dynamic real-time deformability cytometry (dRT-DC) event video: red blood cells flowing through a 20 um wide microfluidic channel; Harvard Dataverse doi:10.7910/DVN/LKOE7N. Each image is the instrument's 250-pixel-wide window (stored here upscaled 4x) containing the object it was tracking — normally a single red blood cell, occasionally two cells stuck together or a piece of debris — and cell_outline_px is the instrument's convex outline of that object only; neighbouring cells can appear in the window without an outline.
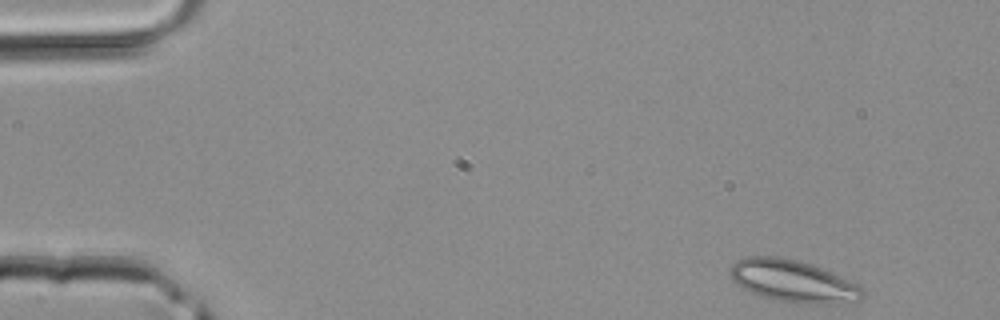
{"species": "common noctule bat (a hibernating species)", "species_latin": "Nyctalus noctula", "temperature_condition": "room temperature", "stored_images_in_passage": 41, "camera_frame_rate_fps": 3000, "um_per_image_px": 0.085, "animal": {"sex": "male", "body_mass_g": 20.4}, "frame": {"image": 1, "passage_image": 1, "time_ms": 0.0, "image_size_px": [1000, 320], "cell_outline_px": [[864, 292], [860, 300], [836, 304], [792, 304], [764, 296], [752, 292], [736, 284], [732, 280], [732, 264], [736, 260], [748, 256], [776, 256], [796, 260], [812, 264], [840, 276], [856, 284]], "centroid_in_image_um": [67.41, 23.9], "position_along_channel_um": 17.6, "area_um2": 32.25}}
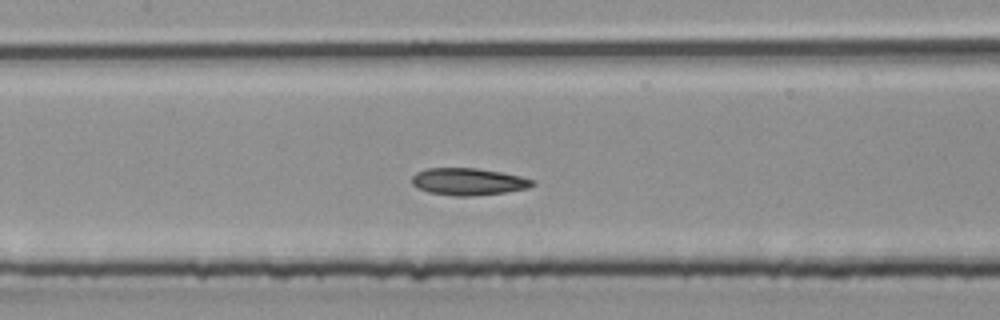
{"frame": {"image": 2, "passage_image": 18, "time_ms": 5.667, "image_size_px": [1000, 320], "cell_outline_px": [[536, 184], [528, 188], [504, 192], [472, 196], [456, 196], [428, 192], [412, 184], [412, 176], [416, 172], [428, 168], [476, 168], [500, 172], [520, 176], [532, 180]], "centroid_in_image_um": [39.79, 15.43], "position_along_channel_um": 167.6, "area_um2": 18.84}}
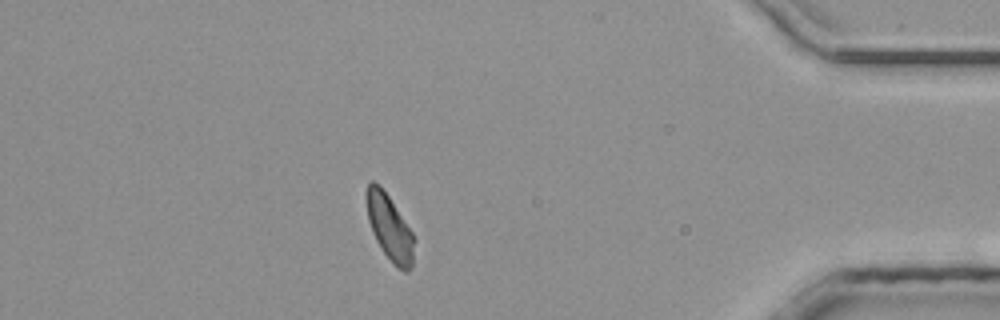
{"frame": {"image": 3, "passage_image": 36, "time_ms": 11.667, "image_size_px": [1000, 320], "cell_outline_px": [[416, 240], [412, 264], [408, 272], [404, 272], [380, 248], [372, 232], [368, 220], [364, 196], [364, 192], [368, 184], [372, 180], [380, 184], [412, 232]], "centroid_in_image_um": [33.09, 19.29], "position_along_channel_um": 402.1, "area_um2": 18.26}}